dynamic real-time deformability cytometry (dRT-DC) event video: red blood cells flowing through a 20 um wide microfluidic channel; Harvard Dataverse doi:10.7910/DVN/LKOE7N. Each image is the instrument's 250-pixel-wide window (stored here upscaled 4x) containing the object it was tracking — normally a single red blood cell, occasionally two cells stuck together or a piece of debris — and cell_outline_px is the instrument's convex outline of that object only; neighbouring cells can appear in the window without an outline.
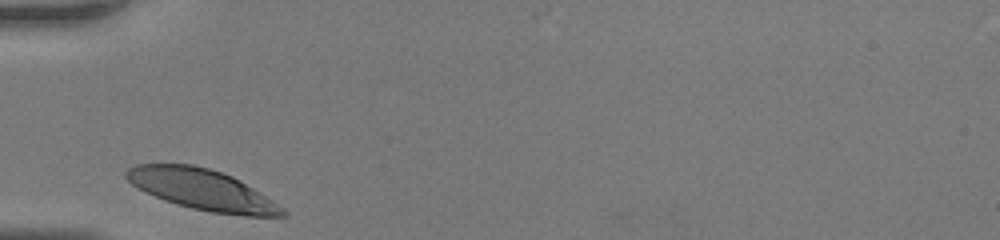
{"species": "human", "species_latin": "Homo sapiens", "temperature_condition": "room temperature", "stored_images_in_passage": 27, "camera_frame_rate_fps": 3000, "um_per_image_px": 0.085, "donor": {"sex": "female"}, "frame": {"image": 1, "passage_image": 1, "time_ms": 0.0, "image_size_px": [1000, 240], "cell_outline_px": [[288, 216], [244, 216], [212, 212], [192, 208], [176, 204], [164, 200], [132, 184], [124, 176], [124, 172], [128, 168], [136, 164], [192, 164], [208, 168], [232, 176], [240, 180], [272, 200], [288, 212]], "centroid_in_image_um": [17.19, 16.12], "position_along_channel_um": 67.8, "area_um2": 36.7}}
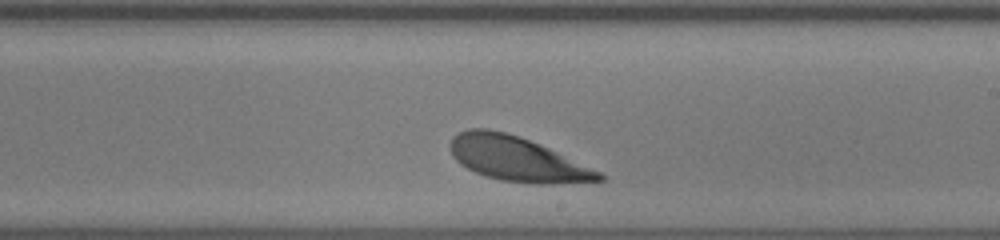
{"frame": {"image": 2, "passage_image": 16, "time_ms": 5.0, "image_size_px": [1000, 240], "cell_outline_px": [[604, 180], [552, 184], [536, 184], [500, 180], [476, 172], [460, 164], [452, 156], [448, 144], [452, 136], [468, 128], [488, 128], [504, 132], [528, 140], [548, 148], [600, 172], [604, 176]], "centroid_in_image_um": [43.88, 13.5], "position_along_channel_um": 245.1, "area_um2": 38.15}}
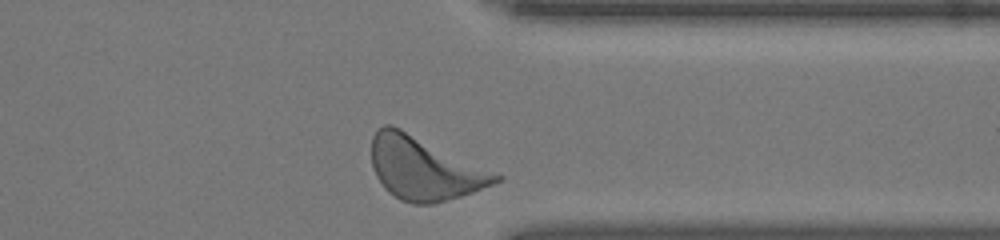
{"frame": {"image": 3, "passage_image": 27, "time_ms": 8.667, "image_size_px": [1000, 240], "cell_outline_px": [[504, 180], [472, 192], [460, 196], [432, 204], [412, 204], [400, 200], [388, 192], [384, 188], [376, 176], [372, 168], [372, 136], [376, 128], [384, 124], [392, 124], [504, 176]], "centroid_in_image_um": [36.04, 14.31], "position_along_channel_um": 375.4, "area_um2": 45.6}, "authors_computed_cell_mechanics": {"area_um2": 37.9746, "velocity_mm_per_s": 3.5877, "shape_relaxation_time_tau1_ms": 1.5388, "shape_relaxation_time_tau2_ms": null, "deformation_change_tau1": 0.1155, "deformation_change_tau2": null}}